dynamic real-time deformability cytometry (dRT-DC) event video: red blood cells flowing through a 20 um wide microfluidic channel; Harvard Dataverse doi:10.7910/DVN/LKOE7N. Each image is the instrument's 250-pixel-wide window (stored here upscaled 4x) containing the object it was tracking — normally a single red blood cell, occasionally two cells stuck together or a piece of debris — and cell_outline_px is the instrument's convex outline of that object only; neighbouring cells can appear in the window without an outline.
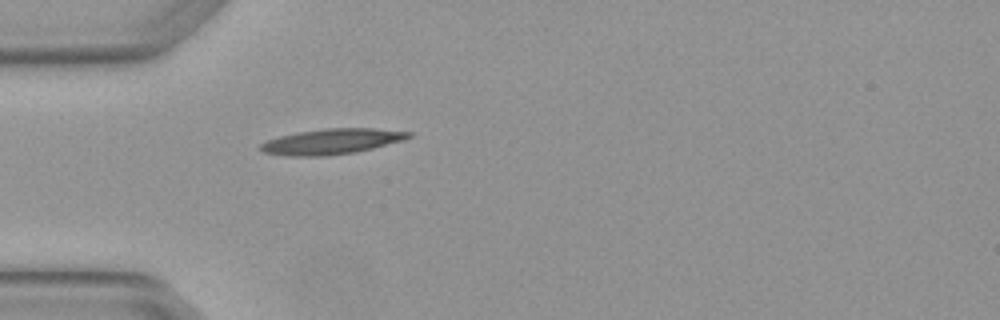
{"species": "Egyptian fruit bat (a non-hibernating species)", "species_latin": "Rousettus aegyptiacus", "temperature_condition": "warm", "stored_images_in_passage": 1, "camera_frame_rate_fps": 3000, "um_per_image_px": 0.085, "animal": {"sex": "female"}, "frame": {"image": 1, "passage_image": 1, "time_ms": 0.0, "image_size_px": [1000, 320], "cell_outline_px": [[412, 136], [404, 140], [356, 152], [324, 156], [288, 156], [264, 152], [260, 148], [260, 144], [268, 140], [280, 136], [296, 132], [324, 128], [372, 128], [412, 132]], "centroid_in_image_um": [28.21, 12.02], "position_along_channel_um": 56.8, "area_um2": 21.91}}